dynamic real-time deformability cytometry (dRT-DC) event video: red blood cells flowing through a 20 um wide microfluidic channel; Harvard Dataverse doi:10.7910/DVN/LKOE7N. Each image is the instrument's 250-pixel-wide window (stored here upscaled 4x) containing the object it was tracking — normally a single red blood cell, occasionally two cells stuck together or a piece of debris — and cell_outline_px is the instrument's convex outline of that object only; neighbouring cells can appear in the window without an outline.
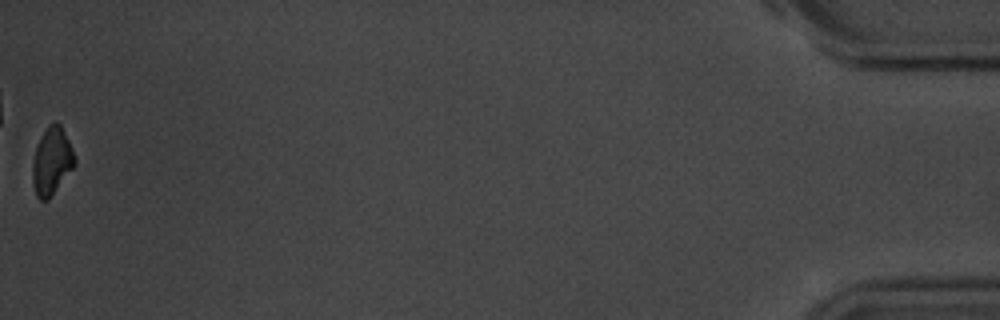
{"species": "common noctule bat (a hibernating species)", "species_latin": "Nyctalus noctula", "temperature_condition": "room temperature", "stored_images_in_passage": 41, "camera_frame_rate_fps": 3000, "um_per_image_px": 0.085, "animal": {"sex": "male", "body_mass_g": 20.1, "forearm_length_mm": 53.5}, "frame": {"image": 1, "passage_image": 41, "time_ms": 13.333, "image_size_px": [1000, 320], "cell_outline_px": [[76, 164], [48, 200], [40, 200], [36, 196], [32, 184], [32, 164], [36, 148], [40, 136], [48, 124], [56, 120], [60, 124], [68, 140], [76, 160]], "centroid_in_image_um": [4.38, 13.7], "position_along_channel_um": 430.8, "area_um2": 16.59}, "authors_computed_cell_mechanics": {"area_um2": 17.8602, "velocity_mm_per_s": 3.6111, "shape_relaxation_time_tau1_ms": 3.35, "shape_relaxation_time_tau2_ms": null, "deformation_change_tau1": 0.1161, "deformation_change_tau2": null}}